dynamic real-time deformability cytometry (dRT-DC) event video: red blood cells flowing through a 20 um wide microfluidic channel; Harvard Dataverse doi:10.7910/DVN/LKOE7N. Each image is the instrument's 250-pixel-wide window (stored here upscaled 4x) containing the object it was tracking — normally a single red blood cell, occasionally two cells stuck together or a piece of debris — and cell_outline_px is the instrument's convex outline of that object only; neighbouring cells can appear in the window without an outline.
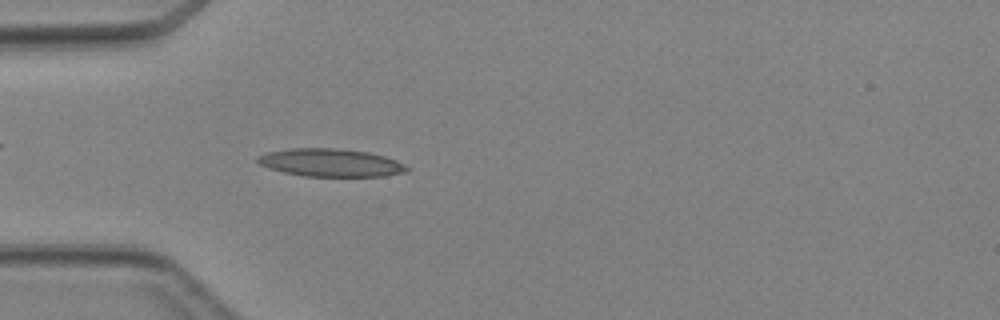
{"species": "Egyptian fruit bat (a non-hibernating species)", "species_latin": "Rousettus aegyptiacus", "temperature_condition": "cold", "stored_images_in_passage": 38, "camera_frame_rate_fps": 3000, "um_per_image_px": 0.085, "animal": {"sex": "female"}, "frame": {"image": 1, "passage_image": 6, "time_ms": 1.667, "image_size_px": [1000, 320], "cell_outline_px": [[408, 168], [404, 172], [384, 176], [304, 176], [284, 172], [268, 168], [260, 164], [256, 160], [256, 156], [268, 152], [292, 148], [336, 148], [368, 152], [384, 156], [396, 160], [404, 164]], "centroid_in_image_um": [28.07, 13.82], "position_along_channel_um": 56.9, "area_um2": 24.1}}
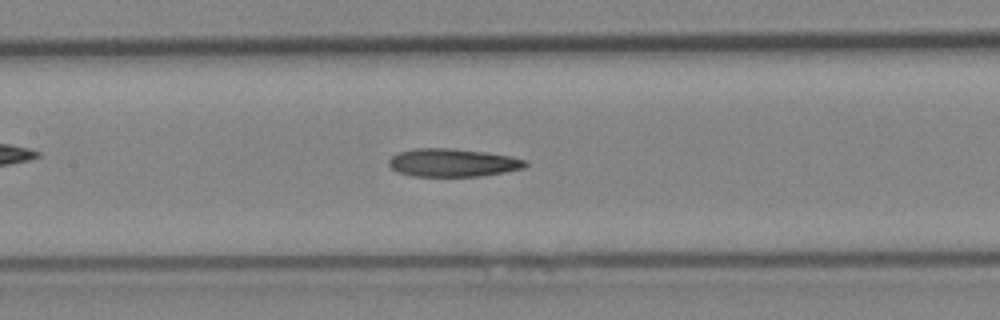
{"frame": {"image": 2, "passage_image": 14, "time_ms": 4.333, "image_size_px": [1000, 320], "cell_outline_px": [[528, 164], [524, 168], [504, 172], [480, 176], [412, 176], [396, 172], [388, 164], [388, 160], [392, 156], [400, 152], [416, 148], [448, 148], [484, 152], [508, 156], [528, 160]], "centroid_in_image_um": [38.47, 13.83], "position_along_channel_um": 168.9, "area_um2": 22.25}}
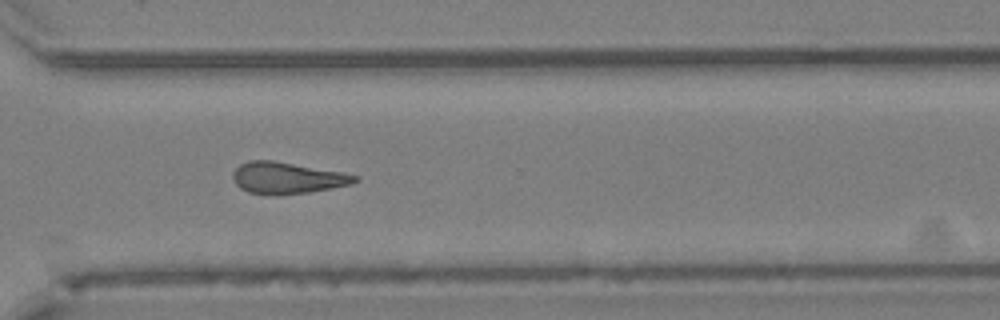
{"frame": {"image": 3, "passage_image": 26, "time_ms": 8.333, "image_size_px": [1000, 320], "cell_outline_px": [[360, 180], [352, 184], [308, 192], [268, 196], [248, 192], [240, 188], [236, 184], [232, 176], [232, 172], [240, 164], [248, 160], [272, 160], [344, 172], [360, 176]], "centroid_in_image_um": [24.41, 15.12], "position_along_channel_um": 346.2, "area_um2": 22.66}}